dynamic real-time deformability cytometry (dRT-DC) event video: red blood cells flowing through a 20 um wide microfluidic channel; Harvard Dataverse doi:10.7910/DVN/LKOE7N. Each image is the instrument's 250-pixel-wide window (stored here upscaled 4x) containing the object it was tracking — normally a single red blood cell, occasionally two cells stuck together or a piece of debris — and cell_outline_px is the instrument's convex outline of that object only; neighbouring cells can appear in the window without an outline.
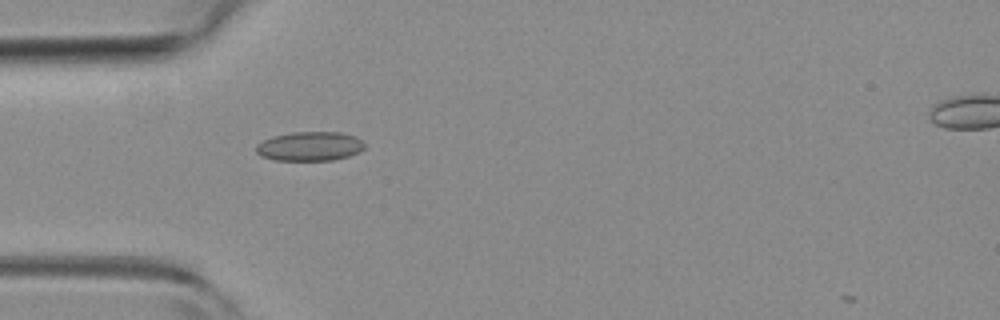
{"species": "common noctule bat (a hibernating species)", "species_latin": "Nyctalus noctula", "temperature_condition": "room temperature", "stored_images_in_passage": 4, "camera_frame_rate_fps": 3000, "um_per_image_px": 0.085, "animal": {"sex": "female", "body_mass_g": 19.3, "forearm_length_mm": 54.1}, "frame": {"image": 1, "passage_image": 3, "time_ms": 0.667, "image_size_px": [1000, 320], "cell_outline_px": [[364, 148], [360, 152], [348, 156], [332, 160], [272, 160], [260, 156], [256, 152], [256, 144], [272, 136], [292, 132], [340, 132], [356, 136], [364, 144]], "centroid_in_image_um": [26.31, 12.43], "position_along_channel_um": 58.7, "area_um2": 18.55}}